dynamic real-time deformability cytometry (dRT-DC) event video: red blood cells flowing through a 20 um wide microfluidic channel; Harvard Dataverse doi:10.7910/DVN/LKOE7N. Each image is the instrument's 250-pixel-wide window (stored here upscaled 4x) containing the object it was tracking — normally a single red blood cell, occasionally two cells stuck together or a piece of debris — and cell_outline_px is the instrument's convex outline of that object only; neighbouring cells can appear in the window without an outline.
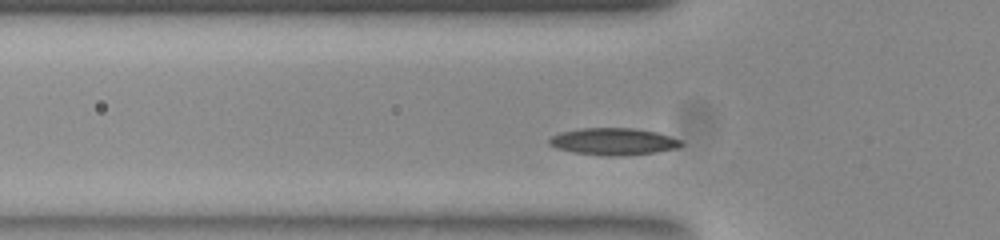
{"species": "common noctule bat (a hibernating species)", "species_latin": "Nyctalus noctula", "temperature_condition": "room temperature", "stored_images_in_passage": 35, "camera_frame_rate_fps": 3000, "um_per_image_px": 0.085, "animal": {"sex": "female", "body_mass_g": 23.0, "forearm_length_mm": 53.4}, "frame": {"image": 1, "passage_image": 6, "time_ms": 1.667, "image_size_px": [1000, 240], "cell_outline_px": [[684, 144], [676, 148], [656, 152], [616, 156], [604, 156], [572, 152], [556, 148], [548, 144], [548, 140], [552, 136], [560, 132], [584, 128], [632, 128], [656, 132], [680, 140]], "centroid_in_image_um": [52.1, 12.03], "position_along_channel_um": 73.7, "area_um2": 20.63}}
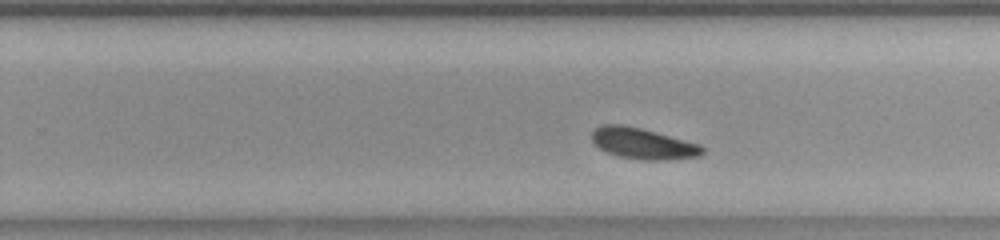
{"frame": {"image": 2, "passage_image": 22, "time_ms": 7.0, "image_size_px": [1000, 240], "cell_outline_px": [[704, 152], [700, 156], [660, 160], [644, 160], [620, 156], [608, 152], [600, 148], [592, 140], [592, 132], [596, 128], [604, 124], [620, 124], [640, 128], [700, 144], [704, 148]], "centroid_in_image_um": [54.66, 12.2], "position_along_channel_um": 275.1, "area_um2": 19.59}}
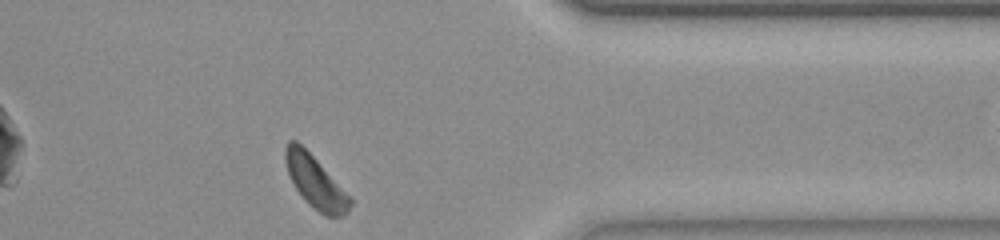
{"frame": {"image": 3, "passage_image": 32, "time_ms": 10.333, "image_size_px": [1000, 240], "cell_outline_px": [[352, 204], [348, 212], [344, 216], [324, 216], [308, 204], [296, 188], [288, 172], [284, 160], [284, 148], [288, 140], [296, 140], [316, 160], [352, 200]], "centroid_in_image_um": [26.78, 15.48], "position_along_channel_um": 384.6, "area_um2": 19.13}}